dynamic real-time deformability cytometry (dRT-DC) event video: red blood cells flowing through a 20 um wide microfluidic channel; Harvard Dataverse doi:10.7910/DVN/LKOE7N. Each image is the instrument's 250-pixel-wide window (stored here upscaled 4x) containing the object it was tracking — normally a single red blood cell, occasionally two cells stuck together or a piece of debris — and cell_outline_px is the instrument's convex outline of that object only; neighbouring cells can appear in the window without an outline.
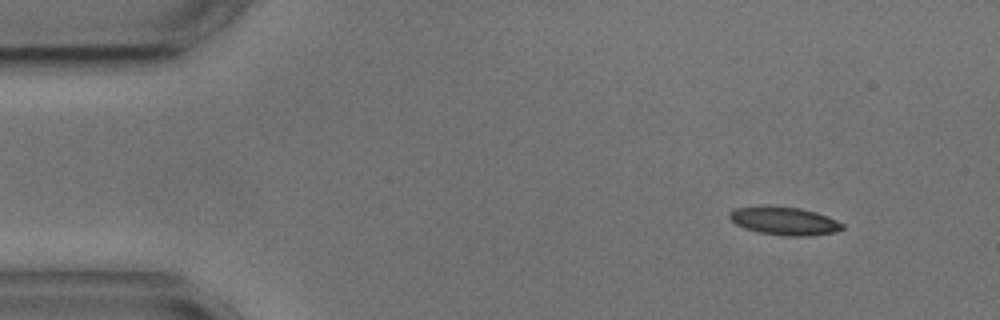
{"species": "common noctule bat (a hibernating species)", "species_latin": "Nyctalus noctula", "temperature_condition": "cold", "stored_images_in_passage": 3, "camera_frame_rate_fps": 3000, "um_per_image_px": 0.085, "animal": {"sex": "male", "body_mass_g": 17.9, "forearm_length_mm": 54.2}, "frame": {"image": 1, "passage_image": 1, "time_ms": 0.0, "image_size_px": [1000, 320], "cell_outline_px": [[844, 228], [836, 232], [812, 236], [784, 236], [760, 232], [744, 228], [736, 224], [728, 216], [728, 212], [736, 208], [756, 204], [768, 204], [800, 208], [816, 212], [828, 216], [844, 224]], "centroid_in_image_um": [66.64, 18.75], "position_along_channel_um": 18.4, "area_um2": 19.07}}
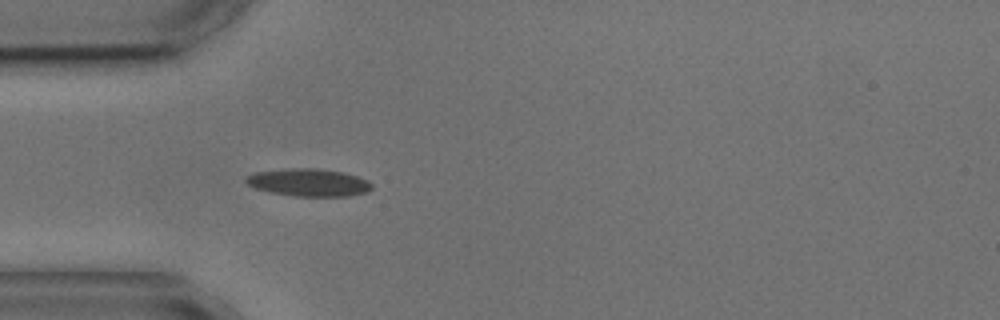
{"frame": {"image": 2, "passage_image": 3, "time_ms": 3.333, "image_size_px": [1000, 320], "cell_outline_px": [[372, 188], [368, 192], [348, 196], [296, 196], [268, 192], [256, 188], [248, 184], [244, 180], [244, 176], [256, 172], [284, 168], [316, 168], [344, 172], [368, 180], [372, 184]], "centroid_in_image_um": [26.22, 15.5], "position_along_channel_um": 58.8, "area_um2": 20.4}}